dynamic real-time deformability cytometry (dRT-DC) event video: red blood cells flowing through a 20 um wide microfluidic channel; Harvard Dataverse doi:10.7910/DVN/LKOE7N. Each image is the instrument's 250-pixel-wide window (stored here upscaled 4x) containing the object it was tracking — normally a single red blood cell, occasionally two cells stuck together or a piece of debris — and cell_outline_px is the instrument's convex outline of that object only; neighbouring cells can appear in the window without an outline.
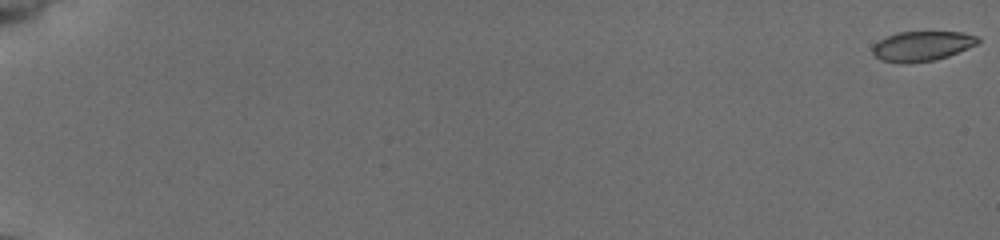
{"species": "common noctule bat (a hibernating species)", "species_latin": "Nyctalus noctula", "temperature_condition": "cold", "stored_images_in_passage": 56, "camera_frame_rate_fps": 3000, "um_per_image_px": 0.085, "animal": {"sex": "female", "body_mass_g": 19.5, "forearm_length_mm": 54.1}, "frame": {"image": 1, "passage_image": 1, "time_ms": 0.0, "image_size_px": [1000, 240], "cell_outline_px": [[980, 40], [976, 44], [948, 56], [932, 60], [904, 64], [900, 64], [880, 60], [872, 52], [872, 44], [896, 32], [964, 32], [976, 36]], "centroid_in_image_um": [78.32, 3.92], "position_along_channel_um": 6.7, "area_um2": 18.26}}
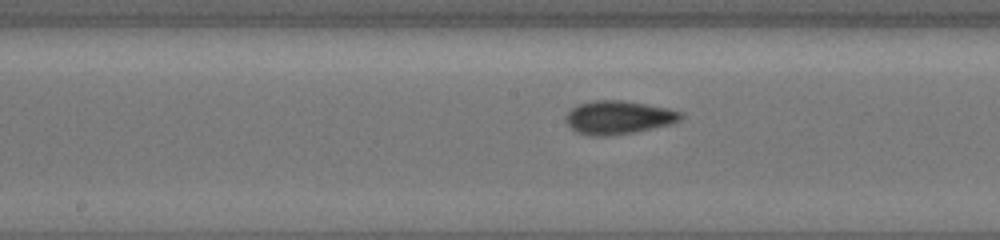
{"frame": {"image": 2, "passage_image": 32, "time_ms": 10.333, "image_size_px": [1000, 240], "cell_outline_px": [[684, 116], [680, 120], [668, 124], [632, 132], [604, 136], [592, 136], [576, 132], [568, 124], [568, 112], [572, 108], [580, 104], [596, 100], [620, 100], [668, 108], [680, 112]], "centroid_in_image_um": [52.57, 9.98], "position_along_channel_um": 195.6, "area_um2": 21.73}}
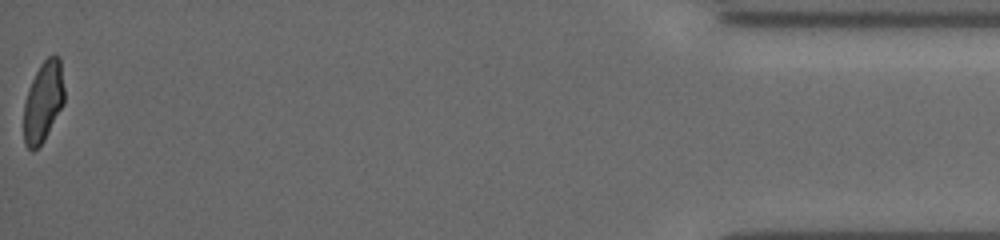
{"frame": {"image": 3, "passage_image": 56, "time_ms": 18.333, "image_size_px": [1000, 240], "cell_outline_px": [[64, 104], [44, 140], [32, 152], [24, 144], [24, 104], [28, 88], [40, 64], [48, 56], [56, 56], [60, 60], [64, 88]], "centroid_in_image_um": [3.67, 8.66], "position_along_channel_um": 431.5, "area_um2": 18.96}, "authors_computed_cell_mechanics": {"area_um2": 19.8543, "velocity_mm_per_s": 3.9306, "shape_relaxation_time_tau1_ms": 4.218, "shape_relaxation_time_tau2_ms": 1.9701, "deformation_change_tau1": 0.1319, "deformation_change_tau2": 0.0571}}